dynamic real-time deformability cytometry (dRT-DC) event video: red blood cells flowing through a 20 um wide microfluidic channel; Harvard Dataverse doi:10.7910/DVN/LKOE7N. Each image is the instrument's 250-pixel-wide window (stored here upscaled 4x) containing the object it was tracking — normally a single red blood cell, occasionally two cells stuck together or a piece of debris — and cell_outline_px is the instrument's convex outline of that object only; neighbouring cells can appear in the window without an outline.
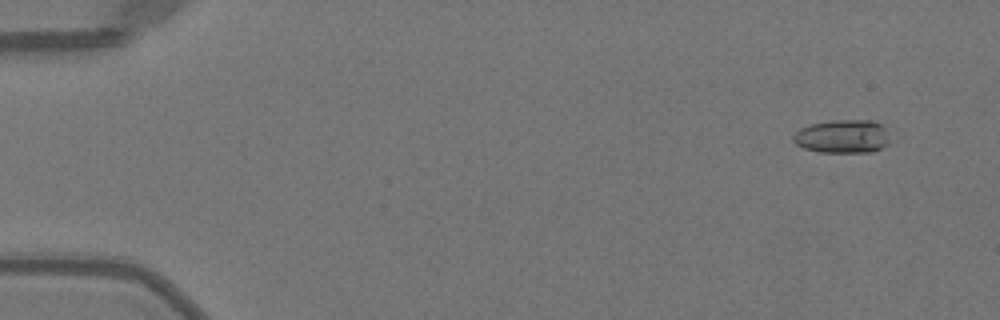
{"species": "Egyptian fruit bat (a non-hibernating species)", "species_latin": "Rousettus aegyptiacus", "temperature_condition": "warm", "stored_images_in_passage": 52, "camera_frame_rate_fps": 3000, "um_per_image_px": 0.085, "animal": {"sex": "female"}, "frame": {"image": 1, "passage_image": 4, "time_ms": 1.0, "image_size_px": [1000, 320], "cell_outline_px": [[888, 144], [872, 152], [820, 152], [804, 148], [796, 144], [792, 140], [792, 136], [800, 128], [812, 124], [832, 120], [872, 120], [880, 124], [884, 128], [888, 140]], "centroid_in_image_um": [71.58, 11.6], "position_along_channel_um": 13.4, "area_um2": 18.67}}
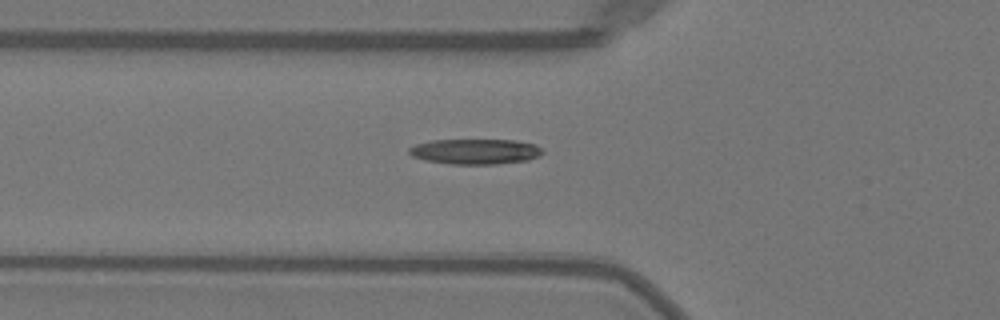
{"frame": {"image": 2, "passage_image": 19, "time_ms": 6.0, "image_size_px": [1000, 320], "cell_outline_px": [[544, 152], [540, 156], [528, 160], [496, 164], [448, 164], [424, 160], [412, 156], [408, 152], [408, 148], [416, 144], [432, 140], [516, 140], [536, 144], [544, 148]], "centroid_in_image_um": [40.43, 12.88], "position_along_channel_um": 85.4, "area_um2": 19.94}}
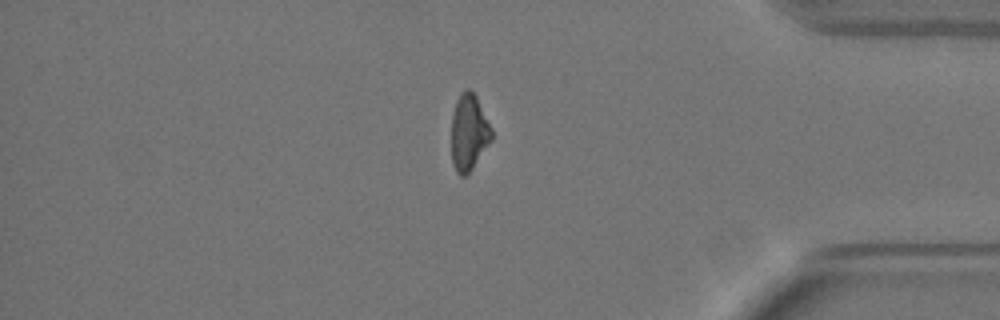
{"frame": {"image": 3, "passage_image": 44, "time_ms": 14.333, "image_size_px": [1000, 320], "cell_outline_px": [[492, 140], [472, 168], [464, 176], [460, 176], [456, 172], [452, 164], [452, 112], [456, 100], [468, 88], [476, 96], [492, 128]], "centroid_in_image_um": [39.85, 11.27], "position_along_channel_um": 395.3, "area_um2": 17.69}, "authors_computed_cell_mechanics": {"area_um2": 18.785, "velocity_mm_per_s": 4.0134, "shape_relaxation_time_tau1_ms": 6.8447, "shape_relaxation_time_tau2_ms": 7.2808, "deformation_change_tau1": 0.2076, "deformation_change_tau2": 0.1402}}